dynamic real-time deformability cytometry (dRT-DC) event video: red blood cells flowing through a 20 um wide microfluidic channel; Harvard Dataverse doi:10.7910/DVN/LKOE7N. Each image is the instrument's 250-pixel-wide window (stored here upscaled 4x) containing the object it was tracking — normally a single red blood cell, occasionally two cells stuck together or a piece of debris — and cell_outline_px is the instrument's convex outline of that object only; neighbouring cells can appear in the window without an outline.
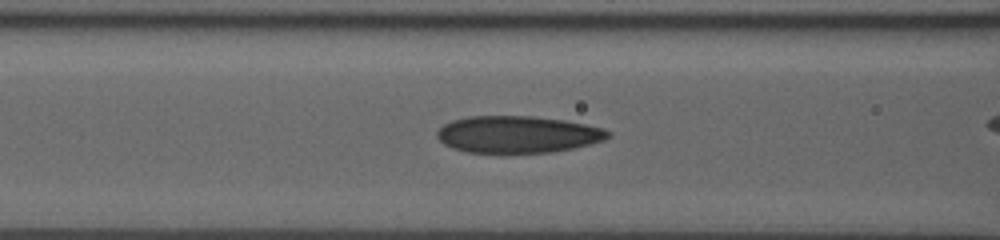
{"species": "human", "species_latin": "Homo sapiens", "temperature_condition": "room temperature", "stored_images_in_passage": 44, "camera_frame_rate_fps": 3000, "um_per_image_px": 0.085, "donor": {"sex": "male"}, "frame": {"image": 1, "passage_image": 25, "time_ms": 8.0, "image_size_px": [1000, 240], "cell_outline_px": [[612, 132], [604, 140], [572, 148], [552, 152], [468, 152], [452, 148], [444, 144], [436, 136], [436, 132], [444, 124], [452, 120], [468, 116], [532, 116], [564, 120], [584, 124], [600, 128]], "centroid_in_image_um": [43.96, 11.41], "position_along_channel_um": 122.6, "area_um2": 36.47}}
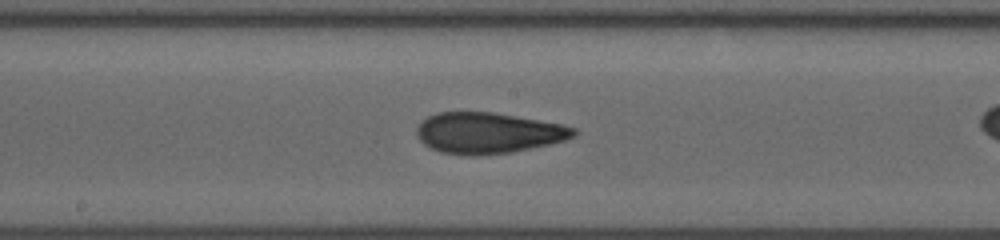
{"frame": {"image": 2, "passage_image": 31, "time_ms": 10.0, "image_size_px": [1000, 240], "cell_outline_px": [[580, 132], [576, 136], [552, 144], [512, 152], [476, 156], [468, 156], [440, 152], [424, 144], [420, 140], [416, 132], [416, 128], [428, 116], [436, 112], [492, 112], [560, 124], [576, 128]], "centroid_in_image_um": [41.51, 11.31], "position_along_channel_um": 206.7, "area_um2": 37.51}}
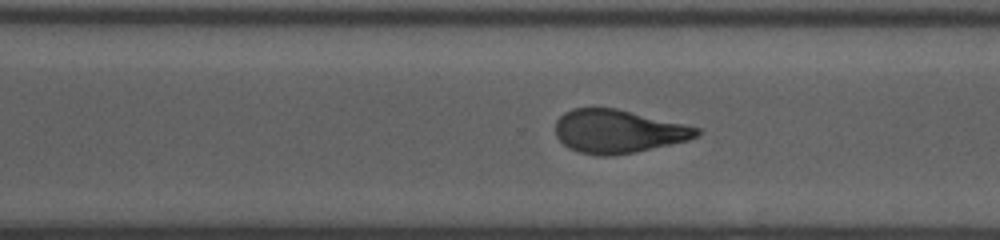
{"frame": {"image": 3, "passage_image": 39, "time_ms": 12.667, "image_size_px": [1000, 240], "cell_outline_px": [[700, 132], [696, 136], [688, 140], [632, 152], [608, 156], [600, 156], [580, 152], [568, 148], [556, 136], [556, 120], [564, 112], [572, 108], [616, 108], [684, 124], [700, 128]], "centroid_in_image_um": [52.5, 11.15], "position_along_channel_um": 318.1, "area_um2": 35.26}}